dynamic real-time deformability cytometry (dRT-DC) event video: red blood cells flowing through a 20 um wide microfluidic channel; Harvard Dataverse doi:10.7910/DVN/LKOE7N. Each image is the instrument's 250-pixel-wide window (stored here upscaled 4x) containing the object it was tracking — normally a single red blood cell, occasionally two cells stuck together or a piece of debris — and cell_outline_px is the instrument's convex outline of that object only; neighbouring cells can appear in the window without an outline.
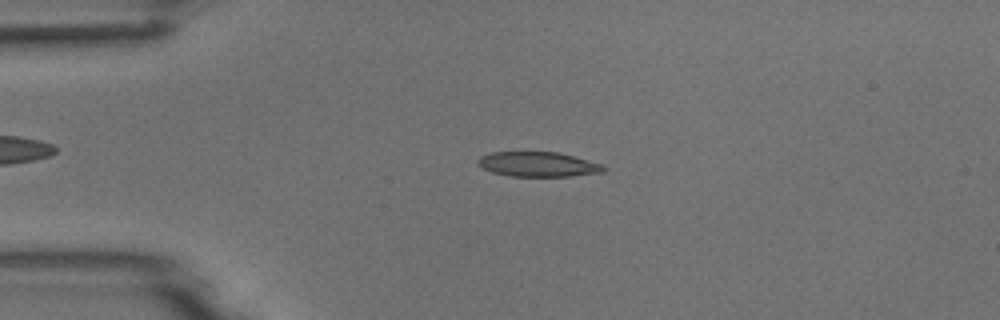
{"species": "common noctule bat (a hibernating species)", "species_latin": "Nyctalus noctula", "temperature_condition": "room temperature", "stored_images_in_passage": 50, "camera_frame_rate_fps": 3000, "um_per_image_px": 0.085, "animal": {"sex": "male", "body_mass_g": 18.8}, "frame": {"image": 1, "passage_image": 11, "time_ms": 3.333, "image_size_px": [1000, 320], "cell_outline_px": [[608, 168], [604, 172], [568, 176], [508, 176], [492, 172], [476, 164], [476, 160], [480, 156], [492, 152], [556, 152], [604, 164]], "centroid_in_image_um": [45.73, 13.97], "position_along_channel_um": 39.3, "area_um2": 18.21}}
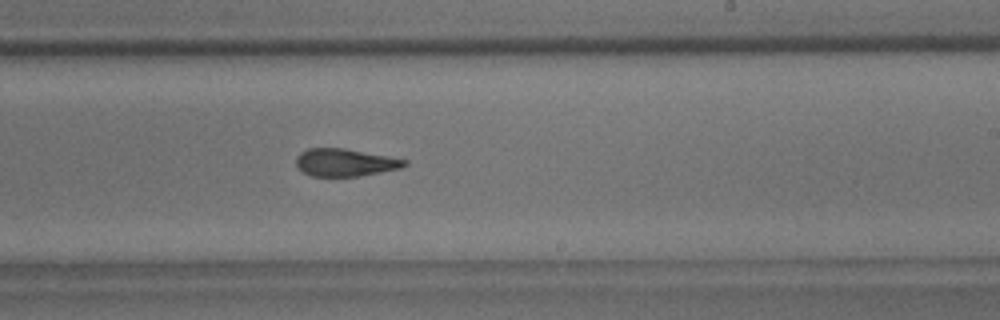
{"frame": {"image": 2, "passage_image": 30, "time_ms": 9.667, "image_size_px": [1000, 320], "cell_outline_px": [[408, 164], [400, 168], [360, 176], [312, 176], [300, 172], [296, 164], [296, 156], [300, 152], [308, 148], [344, 148], [408, 160]], "centroid_in_image_um": [29.28, 13.81], "position_along_channel_um": 259.7, "area_um2": 17.46}}
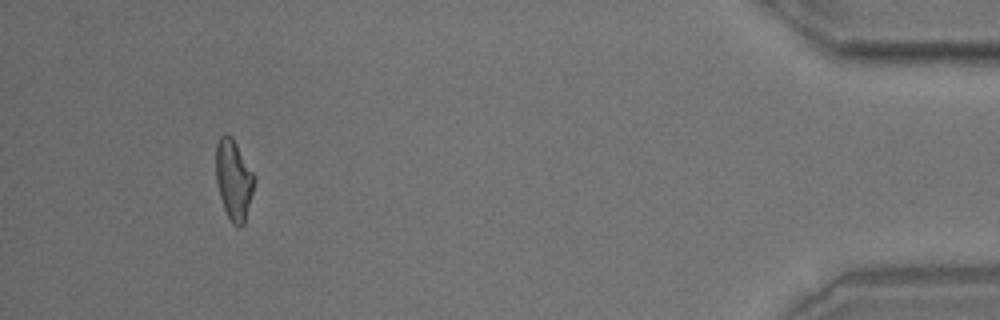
{"frame": {"image": 3, "passage_image": 47, "time_ms": 15.333, "image_size_px": [1000, 320], "cell_outline_px": [[256, 180], [244, 224], [240, 228], [232, 224], [224, 208], [220, 196], [216, 180], [216, 144], [220, 136], [224, 132], [232, 136], [256, 176]], "centroid_in_image_um": [19.88, 15.25], "position_along_channel_um": 415.3, "area_um2": 18.15}}